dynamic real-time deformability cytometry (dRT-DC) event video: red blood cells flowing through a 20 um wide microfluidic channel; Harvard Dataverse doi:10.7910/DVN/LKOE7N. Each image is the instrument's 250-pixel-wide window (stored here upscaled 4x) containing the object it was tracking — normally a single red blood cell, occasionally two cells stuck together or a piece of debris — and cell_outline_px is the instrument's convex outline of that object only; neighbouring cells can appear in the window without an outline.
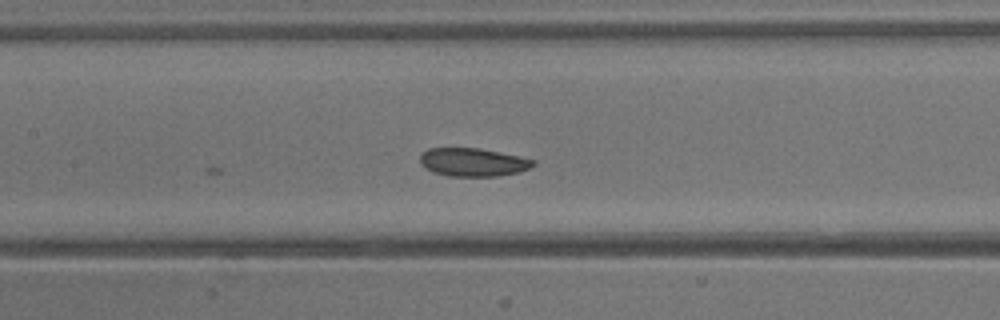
{"species": "common noctule bat (a hibernating species)", "species_latin": "Nyctalus noctula", "temperature_condition": "warm", "stored_images_in_passage": 8, "camera_frame_rate_fps": 3000, "um_per_image_px": 0.085, "animal": {"sex": "male", "body_mass_g": 13.3}, "frame": {"image": 1, "passage_image": 8, "time_ms": 2.333, "image_size_px": [1000, 320], "cell_outline_px": [[536, 164], [520, 172], [500, 176], [448, 176], [432, 172], [424, 168], [420, 164], [420, 156], [428, 148], [480, 148], [520, 156], [536, 160]], "centroid_in_image_um": [40.21, 13.79], "position_along_channel_um": 167.2, "area_um2": 18.84}}